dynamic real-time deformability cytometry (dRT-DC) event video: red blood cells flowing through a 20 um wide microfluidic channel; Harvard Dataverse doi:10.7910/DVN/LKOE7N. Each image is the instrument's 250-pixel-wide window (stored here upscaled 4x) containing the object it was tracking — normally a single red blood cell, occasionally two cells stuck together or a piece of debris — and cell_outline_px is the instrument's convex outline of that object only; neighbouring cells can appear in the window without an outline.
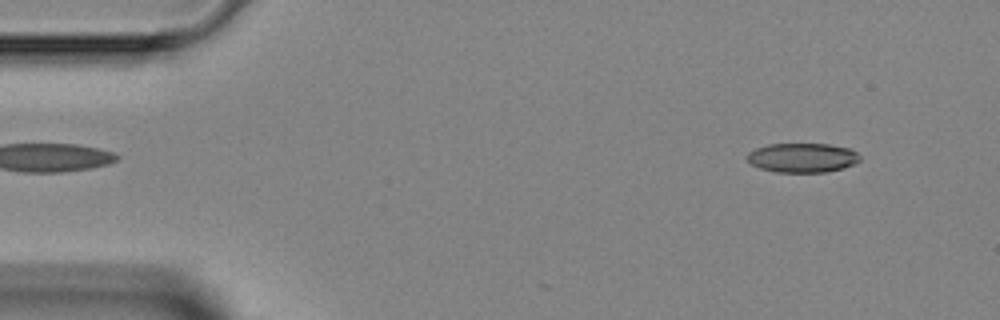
{"species": "Egyptian fruit bat (a non-hibernating species)", "species_latin": "Rousettus aegyptiacus", "temperature_condition": "room temperature", "stored_images_in_passage": 4, "segment_of_instrument_passage": [2, 2], "camera_frame_rate_fps": 3000, "um_per_image_px": 0.085, "animal": {"sex": "female"}, "frame": {"image": 1, "passage_image": 4, "time_ms": 5.0, "image_size_px": [1000, 320], "cell_outline_px": [[860, 160], [856, 164], [844, 168], [824, 172], [776, 172], [760, 168], [752, 164], [748, 160], [748, 152], [756, 148], [768, 144], [828, 144], [848, 148], [856, 152], [860, 156]], "centroid_in_image_um": [68.23, 13.41], "position_along_channel_um": 16.8, "area_um2": 19.25}}